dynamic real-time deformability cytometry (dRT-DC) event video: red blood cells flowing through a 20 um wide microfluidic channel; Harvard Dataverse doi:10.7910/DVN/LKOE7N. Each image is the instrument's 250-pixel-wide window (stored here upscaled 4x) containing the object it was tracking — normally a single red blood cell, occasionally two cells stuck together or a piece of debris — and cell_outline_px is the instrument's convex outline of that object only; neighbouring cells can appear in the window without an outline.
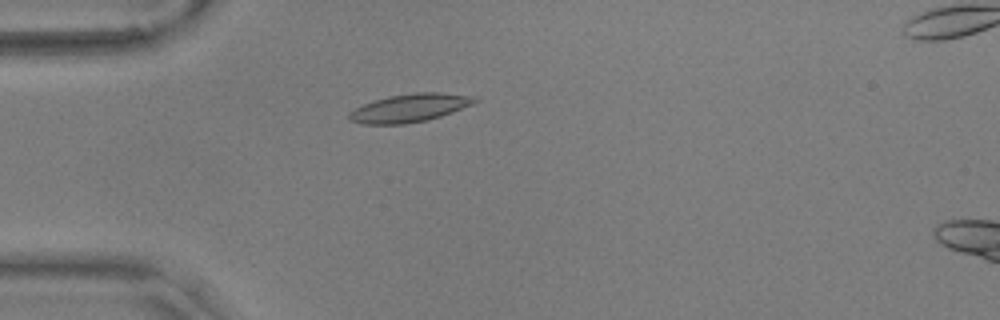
{"species": "common noctule bat (a hibernating species)", "species_latin": "Nyctalus noctula", "temperature_condition": "warm", "stored_images_in_passage": 42, "camera_frame_rate_fps": 3000, "um_per_image_px": 0.085, "animal": {"sex": "male", "body_mass_g": 17.9, "forearm_length_mm": 54.2}, "frame": {"image": 1, "passage_image": 1, "time_ms": 0.0, "image_size_px": [1000, 320], "cell_outline_px": [[480, 100], [472, 104], [452, 112], [428, 120], [404, 124], [360, 124], [348, 120], [348, 112], [364, 104], [388, 96], [416, 92], [436, 92], [472, 96]], "centroid_in_image_um": [34.79, 9.18], "position_along_channel_um": 50.2, "area_um2": 20.52}}
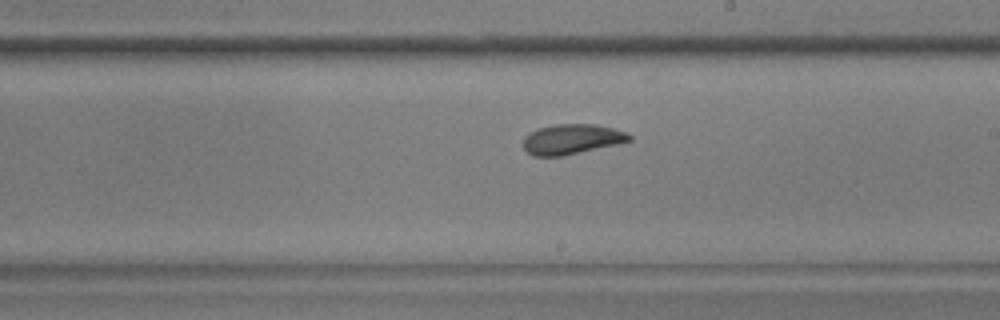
{"frame": {"image": 2, "passage_image": 18, "time_ms": 5.667, "image_size_px": [1000, 320], "cell_outline_px": [[632, 140], [616, 144], [564, 156], [532, 156], [524, 148], [524, 136], [528, 132], [540, 128], [556, 124], [596, 124], [612, 128], [624, 132], [632, 136]], "centroid_in_image_um": [48.58, 11.83], "position_along_channel_um": 240.4, "area_um2": 18.5}}
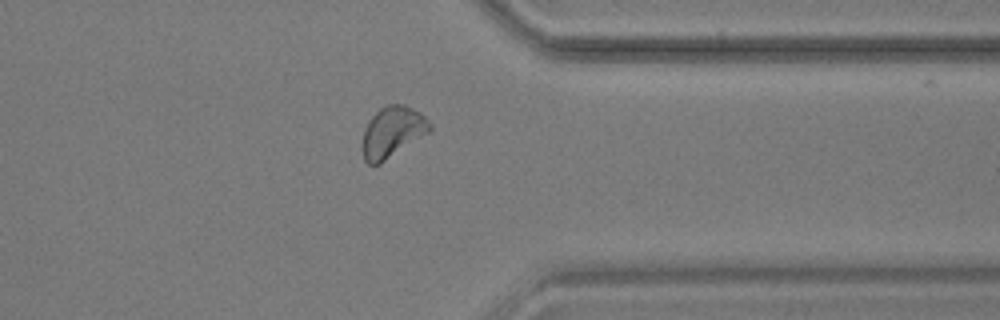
{"frame": {"image": 3, "passage_image": 30, "time_ms": 9.667, "image_size_px": [1000, 320], "cell_outline_px": [[432, 128], [428, 132], [380, 164], [368, 164], [364, 160], [364, 128], [368, 120], [380, 108], [388, 104], [404, 104], [420, 112], [428, 120]], "centroid_in_image_um": [33.35, 11.19], "position_along_channel_um": 378.0, "area_um2": 19.59}, "authors_computed_cell_mechanics": {"area_um2": 18.8717, "velocity_mm_per_s": 3.5719, "shape_relaxation_time_tau1_ms": 8.0899, "shape_relaxation_time_tau2_ms": 3.8082, "deformation_change_tau1": 0.2059, "deformation_change_tau2": 0.0998}}